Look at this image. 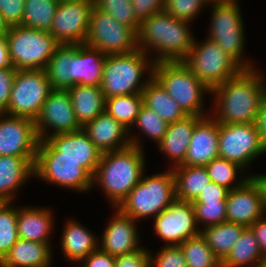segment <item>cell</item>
<instances>
[{"label": "cell", "mask_w": 266, "mask_h": 267, "mask_svg": "<svg viewBox=\"0 0 266 267\" xmlns=\"http://www.w3.org/2000/svg\"><path fill=\"white\" fill-rule=\"evenodd\" d=\"M151 267H187L180 245H164L156 255L150 252Z\"/></svg>", "instance_id": "44"}, {"label": "cell", "mask_w": 266, "mask_h": 267, "mask_svg": "<svg viewBox=\"0 0 266 267\" xmlns=\"http://www.w3.org/2000/svg\"><path fill=\"white\" fill-rule=\"evenodd\" d=\"M180 247L187 267H221V261L201 234L185 240Z\"/></svg>", "instance_id": "38"}, {"label": "cell", "mask_w": 266, "mask_h": 267, "mask_svg": "<svg viewBox=\"0 0 266 267\" xmlns=\"http://www.w3.org/2000/svg\"><path fill=\"white\" fill-rule=\"evenodd\" d=\"M99 237L76 220L65 223L61 234V250L65 258L78 263L98 248Z\"/></svg>", "instance_id": "27"}, {"label": "cell", "mask_w": 266, "mask_h": 267, "mask_svg": "<svg viewBox=\"0 0 266 267\" xmlns=\"http://www.w3.org/2000/svg\"><path fill=\"white\" fill-rule=\"evenodd\" d=\"M16 69H0V113H6Z\"/></svg>", "instance_id": "48"}, {"label": "cell", "mask_w": 266, "mask_h": 267, "mask_svg": "<svg viewBox=\"0 0 266 267\" xmlns=\"http://www.w3.org/2000/svg\"><path fill=\"white\" fill-rule=\"evenodd\" d=\"M196 223L200 230L210 225H216L226 221V202L192 203ZM205 225V226H204Z\"/></svg>", "instance_id": "43"}, {"label": "cell", "mask_w": 266, "mask_h": 267, "mask_svg": "<svg viewBox=\"0 0 266 267\" xmlns=\"http://www.w3.org/2000/svg\"><path fill=\"white\" fill-rule=\"evenodd\" d=\"M249 228L253 231L258 241L263 257L266 258V214L255 221Z\"/></svg>", "instance_id": "51"}, {"label": "cell", "mask_w": 266, "mask_h": 267, "mask_svg": "<svg viewBox=\"0 0 266 267\" xmlns=\"http://www.w3.org/2000/svg\"><path fill=\"white\" fill-rule=\"evenodd\" d=\"M264 153L261 134L254 123H219V157L246 169Z\"/></svg>", "instance_id": "13"}, {"label": "cell", "mask_w": 266, "mask_h": 267, "mask_svg": "<svg viewBox=\"0 0 266 267\" xmlns=\"http://www.w3.org/2000/svg\"><path fill=\"white\" fill-rule=\"evenodd\" d=\"M106 56L99 49L75 44V85L101 86Z\"/></svg>", "instance_id": "29"}, {"label": "cell", "mask_w": 266, "mask_h": 267, "mask_svg": "<svg viewBox=\"0 0 266 267\" xmlns=\"http://www.w3.org/2000/svg\"><path fill=\"white\" fill-rule=\"evenodd\" d=\"M79 264L77 267H115V257L98 247L94 252L82 259Z\"/></svg>", "instance_id": "50"}, {"label": "cell", "mask_w": 266, "mask_h": 267, "mask_svg": "<svg viewBox=\"0 0 266 267\" xmlns=\"http://www.w3.org/2000/svg\"><path fill=\"white\" fill-rule=\"evenodd\" d=\"M183 63L211 91L243 70L217 42L207 37L201 42L194 39Z\"/></svg>", "instance_id": "9"}, {"label": "cell", "mask_w": 266, "mask_h": 267, "mask_svg": "<svg viewBox=\"0 0 266 267\" xmlns=\"http://www.w3.org/2000/svg\"><path fill=\"white\" fill-rule=\"evenodd\" d=\"M15 207L12 202H0V261L19 239Z\"/></svg>", "instance_id": "39"}, {"label": "cell", "mask_w": 266, "mask_h": 267, "mask_svg": "<svg viewBox=\"0 0 266 267\" xmlns=\"http://www.w3.org/2000/svg\"><path fill=\"white\" fill-rule=\"evenodd\" d=\"M265 75L257 67L243 69L210 94L214 97L210 115L225 124L254 123L261 102L266 95Z\"/></svg>", "instance_id": "1"}, {"label": "cell", "mask_w": 266, "mask_h": 267, "mask_svg": "<svg viewBox=\"0 0 266 267\" xmlns=\"http://www.w3.org/2000/svg\"><path fill=\"white\" fill-rule=\"evenodd\" d=\"M169 123L161 119L154 111L142 106L136 118L133 128H138L145 137L154 140L158 145L165 136ZM136 126V127H134Z\"/></svg>", "instance_id": "41"}, {"label": "cell", "mask_w": 266, "mask_h": 267, "mask_svg": "<svg viewBox=\"0 0 266 267\" xmlns=\"http://www.w3.org/2000/svg\"><path fill=\"white\" fill-rule=\"evenodd\" d=\"M220 1H237V0H216V2H220Z\"/></svg>", "instance_id": "57"}, {"label": "cell", "mask_w": 266, "mask_h": 267, "mask_svg": "<svg viewBox=\"0 0 266 267\" xmlns=\"http://www.w3.org/2000/svg\"><path fill=\"white\" fill-rule=\"evenodd\" d=\"M212 16L208 39L218 45L231 56L243 69L256 66L250 59L244 58L245 28L241 8L238 1L210 2Z\"/></svg>", "instance_id": "8"}, {"label": "cell", "mask_w": 266, "mask_h": 267, "mask_svg": "<svg viewBox=\"0 0 266 267\" xmlns=\"http://www.w3.org/2000/svg\"><path fill=\"white\" fill-rule=\"evenodd\" d=\"M9 26L4 22L2 15L0 14V37H5Z\"/></svg>", "instance_id": "55"}, {"label": "cell", "mask_w": 266, "mask_h": 267, "mask_svg": "<svg viewBox=\"0 0 266 267\" xmlns=\"http://www.w3.org/2000/svg\"><path fill=\"white\" fill-rule=\"evenodd\" d=\"M204 5L210 4L207 0H165L164 10L176 19L192 22Z\"/></svg>", "instance_id": "42"}, {"label": "cell", "mask_w": 266, "mask_h": 267, "mask_svg": "<svg viewBox=\"0 0 266 267\" xmlns=\"http://www.w3.org/2000/svg\"><path fill=\"white\" fill-rule=\"evenodd\" d=\"M35 128L40 141L57 134L71 133L82 129L76 119L67 90H51L35 120Z\"/></svg>", "instance_id": "14"}, {"label": "cell", "mask_w": 266, "mask_h": 267, "mask_svg": "<svg viewBox=\"0 0 266 267\" xmlns=\"http://www.w3.org/2000/svg\"><path fill=\"white\" fill-rule=\"evenodd\" d=\"M58 4L56 0H25L21 25L50 31Z\"/></svg>", "instance_id": "36"}, {"label": "cell", "mask_w": 266, "mask_h": 267, "mask_svg": "<svg viewBox=\"0 0 266 267\" xmlns=\"http://www.w3.org/2000/svg\"><path fill=\"white\" fill-rule=\"evenodd\" d=\"M13 64L9 56L6 37H0V69L11 68Z\"/></svg>", "instance_id": "53"}, {"label": "cell", "mask_w": 266, "mask_h": 267, "mask_svg": "<svg viewBox=\"0 0 266 267\" xmlns=\"http://www.w3.org/2000/svg\"><path fill=\"white\" fill-rule=\"evenodd\" d=\"M51 248L50 243L18 239L0 261V267H50L53 256Z\"/></svg>", "instance_id": "26"}, {"label": "cell", "mask_w": 266, "mask_h": 267, "mask_svg": "<svg viewBox=\"0 0 266 267\" xmlns=\"http://www.w3.org/2000/svg\"><path fill=\"white\" fill-rule=\"evenodd\" d=\"M39 141L35 121L0 113V156L36 157Z\"/></svg>", "instance_id": "17"}, {"label": "cell", "mask_w": 266, "mask_h": 267, "mask_svg": "<svg viewBox=\"0 0 266 267\" xmlns=\"http://www.w3.org/2000/svg\"><path fill=\"white\" fill-rule=\"evenodd\" d=\"M85 44L105 55L125 54L137 47V34L110 14L93 6Z\"/></svg>", "instance_id": "12"}, {"label": "cell", "mask_w": 266, "mask_h": 267, "mask_svg": "<svg viewBox=\"0 0 266 267\" xmlns=\"http://www.w3.org/2000/svg\"><path fill=\"white\" fill-rule=\"evenodd\" d=\"M102 153L80 129L61 133L39 141L36 159H70L79 162L92 177L101 160Z\"/></svg>", "instance_id": "11"}, {"label": "cell", "mask_w": 266, "mask_h": 267, "mask_svg": "<svg viewBox=\"0 0 266 267\" xmlns=\"http://www.w3.org/2000/svg\"><path fill=\"white\" fill-rule=\"evenodd\" d=\"M153 77L187 115H210V112H205L204 94L210 95L211 90L199 81L183 61L154 63Z\"/></svg>", "instance_id": "6"}, {"label": "cell", "mask_w": 266, "mask_h": 267, "mask_svg": "<svg viewBox=\"0 0 266 267\" xmlns=\"http://www.w3.org/2000/svg\"><path fill=\"white\" fill-rule=\"evenodd\" d=\"M78 123L87 122L105 112V96L100 86L74 85L67 89Z\"/></svg>", "instance_id": "28"}, {"label": "cell", "mask_w": 266, "mask_h": 267, "mask_svg": "<svg viewBox=\"0 0 266 267\" xmlns=\"http://www.w3.org/2000/svg\"><path fill=\"white\" fill-rule=\"evenodd\" d=\"M165 0H131L133 14L141 23L153 14L164 11Z\"/></svg>", "instance_id": "47"}, {"label": "cell", "mask_w": 266, "mask_h": 267, "mask_svg": "<svg viewBox=\"0 0 266 267\" xmlns=\"http://www.w3.org/2000/svg\"><path fill=\"white\" fill-rule=\"evenodd\" d=\"M145 161L144 150L135 146L102 153L92 185H99L112 208H117L146 173Z\"/></svg>", "instance_id": "3"}, {"label": "cell", "mask_w": 266, "mask_h": 267, "mask_svg": "<svg viewBox=\"0 0 266 267\" xmlns=\"http://www.w3.org/2000/svg\"><path fill=\"white\" fill-rule=\"evenodd\" d=\"M9 56L16 70H45L60 45L49 31L16 25L6 34Z\"/></svg>", "instance_id": "7"}, {"label": "cell", "mask_w": 266, "mask_h": 267, "mask_svg": "<svg viewBox=\"0 0 266 267\" xmlns=\"http://www.w3.org/2000/svg\"><path fill=\"white\" fill-rule=\"evenodd\" d=\"M217 157H219V123L208 115L196 123L187 155L179 166H206Z\"/></svg>", "instance_id": "21"}, {"label": "cell", "mask_w": 266, "mask_h": 267, "mask_svg": "<svg viewBox=\"0 0 266 267\" xmlns=\"http://www.w3.org/2000/svg\"><path fill=\"white\" fill-rule=\"evenodd\" d=\"M34 176L77 192L92 190V176L79 162L70 159H36Z\"/></svg>", "instance_id": "18"}, {"label": "cell", "mask_w": 266, "mask_h": 267, "mask_svg": "<svg viewBox=\"0 0 266 267\" xmlns=\"http://www.w3.org/2000/svg\"><path fill=\"white\" fill-rule=\"evenodd\" d=\"M50 208L17 207V230L19 239L39 243H51L54 219ZM53 215V216H52ZM50 240V241H49Z\"/></svg>", "instance_id": "24"}, {"label": "cell", "mask_w": 266, "mask_h": 267, "mask_svg": "<svg viewBox=\"0 0 266 267\" xmlns=\"http://www.w3.org/2000/svg\"><path fill=\"white\" fill-rule=\"evenodd\" d=\"M98 239V247L111 256H120L140 249L139 229L136 220L123 214L118 208Z\"/></svg>", "instance_id": "19"}, {"label": "cell", "mask_w": 266, "mask_h": 267, "mask_svg": "<svg viewBox=\"0 0 266 267\" xmlns=\"http://www.w3.org/2000/svg\"><path fill=\"white\" fill-rule=\"evenodd\" d=\"M254 124L261 134L262 144L266 152V95L261 102Z\"/></svg>", "instance_id": "52"}, {"label": "cell", "mask_w": 266, "mask_h": 267, "mask_svg": "<svg viewBox=\"0 0 266 267\" xmlns=\"http://www.w3.org/2000/svg\"><path fill=\"white\" fill-rule=\"evenodd\" d=\"M229 189L210 182L192 203L226 202Z\"/></svg>", "instance_id": "49"}, {"label": "cell", "mask_w": 266, "mask_h": 267, "mask_svg": "<svg viewBox=\"0 0 266 267\" xmlns=\"http://www.w3.org/2000/svg\"><path fill=\"white\" fill-rule=\"evenodd\" d=\"M25 0H0V14L9 26L21 25Z\"/></svg>", "instance_id": "45"}, {"label": "cell", "mask_w": 266, "mask_h": 267, "mask_svg": "<svg viewBox=\"0 0 266 267\" xmlns=\"http://www.w3.org/2000/svg\"><path fill=\"white\" fill-rule=\"evenodd\" d=\"M51 90L46 70H16L6 114L35 121Z\"/></svg>", "instance_id": "10"}, {"label": "cell", "mask_w": 266, "mask_h": 267, "mask_svg": "<svg viewBox=\"0 0 266 267\" xmlns=\"http://www.w3.org/2000/svg\"><path fill=\"white\" fill-rule=\"evenodd\" d=\"M115 267H151L150 251L145 247L115 257Z\"/></svg>", "instance_id": "46"}, {"label": "cell", "mask_w": 266, "mask_h": 267, "mask_svg": "<svg viewBox=\"0 0 266 267\" xmlns=\"http://www.w3.org/2000/svg\"><path fill=\"white\" fill-rule=\"evenodd\" d=\"M171 169L178 200L193 202L211 182L205 166H176Z\"/></svg>", "instance_id": "33"}, {"label": "cell", "mask_w": 266, "mask_h": 267, "mask_svg": "<svg viewBox=\"0 0 266 267\" xmlns=\"http://www.w3.org/2000/svg\"><path fill=\"white\" fill-rule=\"evenodd\" d=\"M93 0L59 2L49 33L60 44H85Z\"/></svg>", "instance_id": "15"}, {"label": "cell", "mask_w": 266, "mask_h": 267, "mask_svg": "<svg viewBox=\"0 0 266 267\" xmlns=\"http://www.w3.org/2000/svg\"><path fill=\"white\" fill-rule=\"evenodd\" d=\"M202 117L187 115L181 120L169 123L163 139L157 147L172 163L171 168L181 165L187 155L188 146L196 123Z\"/></svg>", "instance_id": "25"}, {"label": "cell", "mask_w": 266, "mask_h": 267, "mask_svg": "<svg viewBox=\"0 0 266 267\" xmlns=\"http://www.w3.org/2000/svg\"><path fill=\"white\" fill-rule=\"evenodd\" d=\"M82 129L101 153L131 146L129 130L106 112L87 122Z\"/></svg>", "instance_id": "22"}, {"label": "cell", "mask_w": 266, "mask_h": 267, "mask_svg": "<svg viewBox=\"0 0 266 267\" xmlns=\"http://www.w3.org/2000/svg\"><path fill=\"white\" fill-rule=\"evenodd\" d=\"M205 168L207 169L211 182L224 186L229 190L239 187L249 178V175L246 176L248 172L243 167L221 157L214 158ZM243 172L246 175L239 178V174ZM237 177L240 180H238Z\"/></svg>", "instance_id": "37"}, {"label": "cell", "mask_w": 266, "mask_h": 267, "mask_svg": "<svg viewBox=\"0 0 266 267\" xmlns=\"http://www.w3.org/2000/svg\"><path fill=\"white\" fill-rule=\"evenodd\" d=\"M117 207L123 214L136 221L153 219L176 199L175 179L172 169L152 176H145Z\"/></svg>", "instance_id": "5"}, {"label": "cell", "mask_w": 266, "mask_h": 267, "mask_svg": "<svg viewBox=\"0 0 266 267\" xmlns=\"http://www.w3.org/2000/svg\"><path fill=\"white\" fill-rule=\"evenodd\" d=\"M255 267H266V258H263Z\"/></svg>", "instance_id": "56"}, {"label": "cell", "mask_w": 266, "mask_h": 267, "mask_svg": "<svg viewBox=\"0 0 266 267\" xmlns=\"http://www.w3.org/2000/svg\"><path fill=\"white\" fill-rule=\"evenodd\" d=\"M45 70L52 89L67 90L74 86L75 44L59 45Z\"/></svg>", "instance_id": "30"}, {"label": "cell", "mask_w": 266, "mask_h": 267, "mask_svg": "<svg viewBox=\"0 0 266 267\" xmlns=\"http://www.w3.org/2000/svg\"><path fill=\"white\" fill-rule=\"evenodd\" d=\"M249 177L256 184L262 201V205L266 209V174H251Z\"/></svg>", "instance_id": "54"}, {"label": "cell", "mask_w": 266, "mask_h": 267, "mask_svg": "<svg viewBox=\"0 0 266 267\" xmlns=\"http://www.w3.org/2000/svg\"><path fill=\"white\" fill-rule=\"evenodd\" d=\"M266 214L260 192L249 177L242 185L229 190L226 199V221L250 227Z\"/></svg>", "instance_id": "20"}, {"label": "cell", "mask_w": 266, "mask_h": 267, "mask_svg": "<svg viewBox=\"0 0 266 267\" xmlns=\"http://www.w3.org/2000/svg\"><path fill=\"white\" fill-rule=\"evenodd\" d=\"M35 160L36 157L0 156V202L14 201L15 193L34 177Z\"/></svg>", "instance_id": "23"}, {"label": "cell", "mask_w": 266, "mask_h": 267, "mask_svg": "<svg viewBox=\"0 0 266 267\" xmlns=\"http://www.w3.org/2000/svg\"><path fill=\"white\" fill-rule=\"evenodd\" d=\"M153 66V60L139 48L125 54L107 55L100 86L105 99L142 93L153 78Z\"/></svg>", "instance_id": "4"}, {"label": "cell", "mask_w": 266, "mask_h": 267, "mask_svg": "<svg viewBox=\"0 0 266 267\" xmlns=\"http://www.w3.org/2000/svg\"><path fill=\"white\" fill-rule=\"evenodd\" d=\"M207 1H208L209 3H210V2H216V0H207Z\"/></svg>", "instance_id": "59"}, {"label": "cell", "mask_w": 266, "mask_h": 267, "mask_svg": "<svg viewBox=\"0 0 266 267\" xmlns=\"http://www.w3.org/2000/svg\"><path fill=\"white\" fill-rule=\"evenodd\" d=\"M263 258L253 231L247 227L221 262V267H255Z\"/></svg>", "instance_id": "35"}, {"label": "cell", "mask_w": 266, "mask_h": 267, "mask_svg": "<svg viewBox=\"0 0 266 267\" xmlns=\"http://www.w3.org/2000/svg\"><path fill=\"white\" fill-rule=\"evenodd\" d=\"M142 106V93L113 96L106 98L105 100V112L129 130L131 146L140 149H143L142 143L139 140L140 138L136 136V134H132L131 128L133 127Z\"/></svg>", "instance_id": "31"}, {"label": "cell", "mask_w": 266, "mask_h": 267, "mask_svg": "<svg viewBox=\"0 0 266 267\" xmlns=\"http://www.w3.org/2000/svg\"><path fill=\"white\" fill-rule=\"evenodd\" d=\"M189 24L188 21L169 15L165 10L155 13L140 23L137 47L148 56L155 51L150 56L154 63L183 61L195 39Z\"/></svg>", "instance_id": "2"}, {"label": "cell", "mask_w": 266, "mask_h": 267, "mask_svg": "<svg viewBox=\"0 0 266 267\" xmlns=\"http://www.w3.org/2000/svg\"><path fill=\"white\" fill-rule=\"evenodd\" d=\"M93 2L97 9L110 14L137 34L140 23L133 14L131 0H93Z\"/></svg>", "instance_id": "40"}, {"label": "cell", "mask_w": 266, "mask_h": 267, "mask_svg": "<svg viewBox=\"0 0 266 267\" xmlns=\"http://www.w3.org/2000/svg\"><path fill=\"white\" fill-rule=\"evenodd\" d=\"M57 2H65V1H71V0H56Z\"/></svg>", "instance_id": "58"}, {"label": "cell", "mask_w": 266, "mask_h": 267, "mask_svg": "<svg viewBox=\"0 0 266 267\" xmlns=\"http://www.w3.org/2000/svg\"><path fill=\"white\" fill-rule=\"evenodd\" d=\"M142 97L143 105L168 123L176 122L187 116L154 77L148 81L142 91Z\"/></svg>", "instance_id": "32"}, {"label": "cell", "mask_w": 266, "mask_h": 267, "mask_svg": "<svg viewBox=\"0 0 266 267\" xmlns=\"http://www.w3.org/2000/svg\"><path fill=\"white\" fill-rule=\"evenodd\" d=\"M246 228L244 225L225 221L202 228L200 234L222 262Z\"/></svg>", "instance_id": "34"}, {"label": "cell", "mask_w": 266, "mask_h": 267, "mask_svg": "<svg viewBox=\"0 0 266 267\" xmlns=\"http://www.w3.org/2000/svg\"><path fill=\"white\" fill-rule=\"evenodd\" d=\"M153 229L166 246L180 245L200 234L194 207L190 201L175 199L167 209L154 218Z\"/></svg>", "instance_id": "16"}]
</instances>
